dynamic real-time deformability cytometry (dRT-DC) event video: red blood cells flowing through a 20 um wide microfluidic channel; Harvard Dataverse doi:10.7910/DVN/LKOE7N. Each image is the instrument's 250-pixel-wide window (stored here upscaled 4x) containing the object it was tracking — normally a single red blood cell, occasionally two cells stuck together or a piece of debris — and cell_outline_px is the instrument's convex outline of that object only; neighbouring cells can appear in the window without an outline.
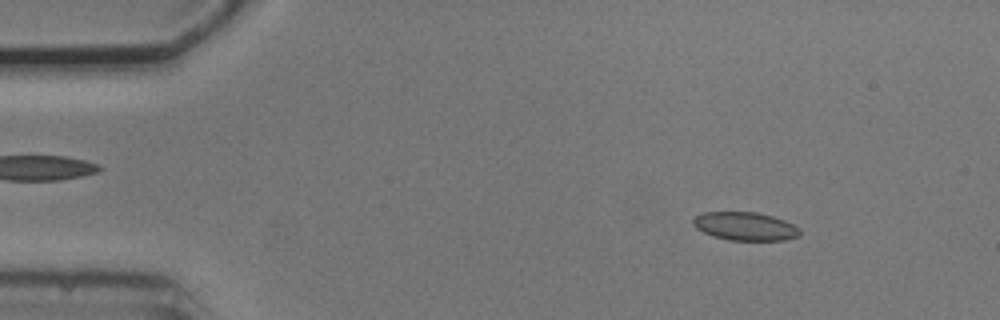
{"species": "common noctule bat (a hibernating species)", "species_latin": "Nyctalus noctula", "temperature_condition": "cold", "stored_images_in_passage": 53, "camera_frame_rate_fps": 3000, "um_per_image_px": 0.085, "animal": {"sex": "male", "body_mass_g": 20.5, "forearm_length_mm": 52.5}, "frame": {"image": 1, "passage_image": 6, "time_ms": 1.667, "image_size_px": [1000, 320], "cell_outline_px": [[800, 236], [784, 240], [728, 240], [712, 236], [696, 228], [692, 224], [692, 220], [696, 216], [704, 212], [756, 212], [772, 216], [784, 220], [800, 228]], "centroid_in_image_um": [63.33, 19.23], "position_along_channel_um": 21.7, "area_um2": 17.63}}
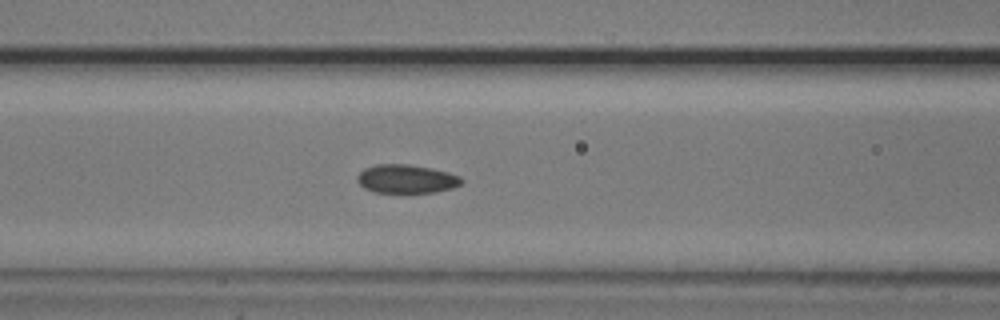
{"frame": {"image": 2, "passage_image": 21, "time_ms": 6.667, "image_size_px": [1000, 320], "cell_outline_px": [[464, 180], [460, 184], [452, 188], [436, 192], [404, 196], [372, 192], [364, 188], [356, 180], [356, 176], [364, 168], [376, 164], [408, 164], [432, 168], [448, 172], [460, 176]], "centroid_in_image_um": [34.52, 15.26], "position_along_channel_um": 132.1, "area_um2": 18.38}}
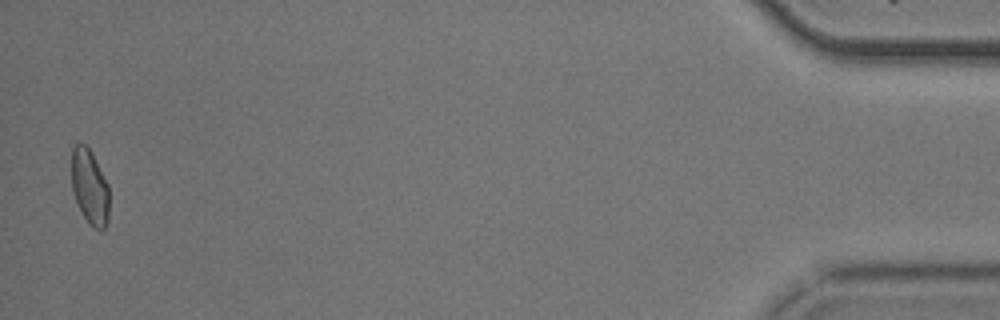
{"frame": {"image": 3, "passage_image": 52, "time_ms": 17.0, "image_size_px": [1000, 320], "cell_outline_px": [[108, 220], [104, 228], [100, 232], [92, 228], [88, 224], [72, 192], [72, 148], [76, 140], [84, 144], [92, 152], [108, 184]], "centroid_in_image_um": [7.62, 15.88], "position_along_channel_um": 427.6, "area_um2": 16.65}, "authors_computed_cell_mechanics": {"area_um2": 17.3978, "velocity_mm_per_s": 3.7407, "shape_relaxation_time_tau1_ms": 4.161, "shape_relaxation_time_tau2_ms": 2.9545, "deformation_change_tau1": 0.0702, "deformation_change_tau2": 0.063}}